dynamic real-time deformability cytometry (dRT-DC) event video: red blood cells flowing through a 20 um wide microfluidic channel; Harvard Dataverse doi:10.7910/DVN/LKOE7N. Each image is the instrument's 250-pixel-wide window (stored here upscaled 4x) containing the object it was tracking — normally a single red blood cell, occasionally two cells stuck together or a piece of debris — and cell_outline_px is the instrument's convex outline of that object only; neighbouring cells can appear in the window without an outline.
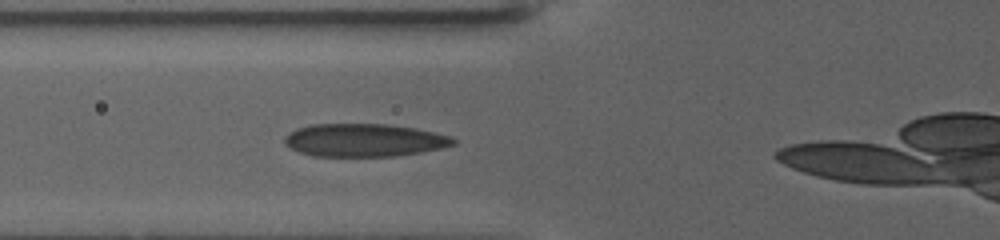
{"species": "human", "species_latin": "Homo sapiens", "temperature_condition": "warm", "stored_images_in_passage": 49, "camera_frame_rate_fps": 3000, "um_per_image_px": 0.085, "donor": {"sex": "female"}, "frame": {"image": 1, "passage_image": 13, "time_ms": 4.0, "image_size_px": [1000, 240], "cell_outline_px": [[456, 144], [440, 148], [420, 152], [396, 156], [312, 156], [300, 152], [284, 144], [284, 136], [296, 128], [312, 124], [384, 124], [412, 128], [432, 132], [448, 136], [456, 140]], "centroid_in_image_um": [30.9, 11.92], "position_along_channel_um": 94.9, "area_um2": 32.14}}
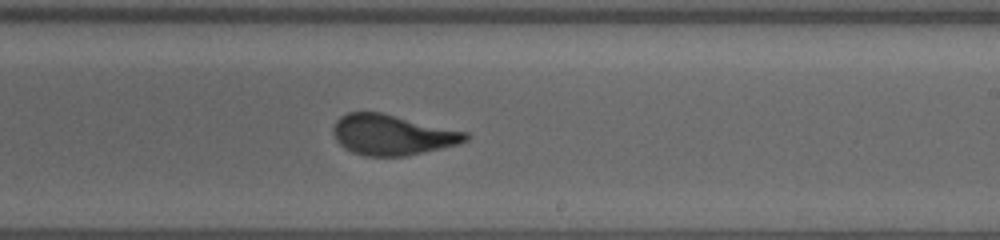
{"frame": {"image": 2, "passage_image": 30, "time_ms": 9.667, "image_size_px": [1000, 240], "cell_outline_px": [[468, 140], [456, 144], [440, 148], [404, 156], [364, 156], [352, 152], [344, 148], [336, 140], [332, 132], [332, 128], [336, 120], [340, 116], [348, 112], [380, 112], [468, 132]], "centroid_in_image_um": [33.29, 11.45], "position_along_channel_um": 255.7, "area_um2": 31.04}}
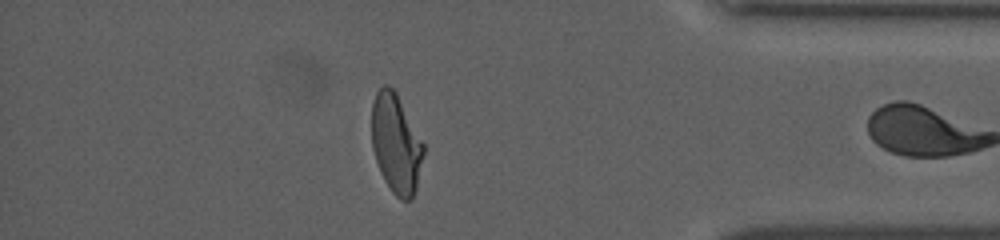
{"frame": {"image": 3, "passage_image": 48, "time_ms": 15.667, "image_size_px": [1000, 240], "cell_outline_px": [[424, 152], [416, 188], [412, 200], [400, 200], [392, 192], [384, 180], [380, 172], [372, 148], [372, 104], [376, 92], [384, 84], [388, 84], [396, 92], [424, 144]], "centroid_in_image_um": [33.65, 12.22], "position_along_channel_um": 401.5, "area_um2": 29.88}}